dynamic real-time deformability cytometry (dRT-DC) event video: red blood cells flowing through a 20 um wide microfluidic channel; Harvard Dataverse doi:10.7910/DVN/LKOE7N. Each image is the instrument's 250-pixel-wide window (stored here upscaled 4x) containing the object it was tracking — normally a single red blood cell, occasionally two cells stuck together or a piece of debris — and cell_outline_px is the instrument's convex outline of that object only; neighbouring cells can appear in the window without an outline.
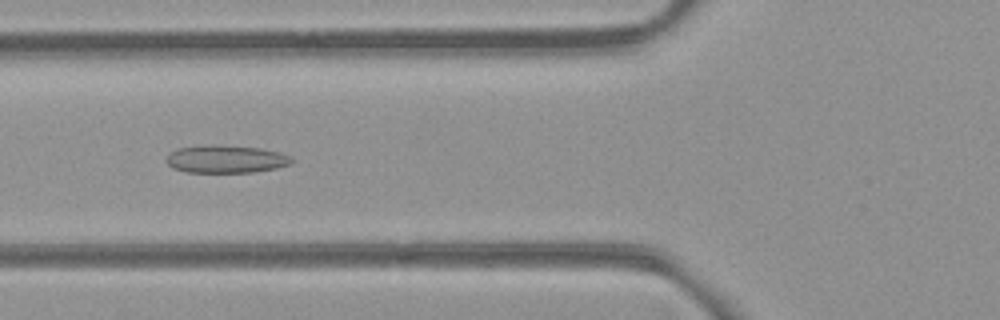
{"species": "common noctule bat (a hibernating species)", "species_latin": "Nyctalus noctula", "temperature_condition": "room temperature", "stored_images_in_passage": 52, "camera_frame_rate_fps": 3000, "um_per_image_px": 0.085, "animal": {"sex": "female", "body_mass_g": 21.9}, "frame": {"image": 1, "passage_image": 19, "time_ms": 6.0, "image_size_px": [1000, 320], "cell_outline_px": [[292, 164], [276, 168], [252, 172], [184, 172], [172, 168], [164, 160], [176, 148], [204, 144], [260, 148], [280, 152], [292, 156]], "centroid_in_image_um": [19.19, 13.52], "position_along_channel_um": 106.6, "area_um2": 20.4}}
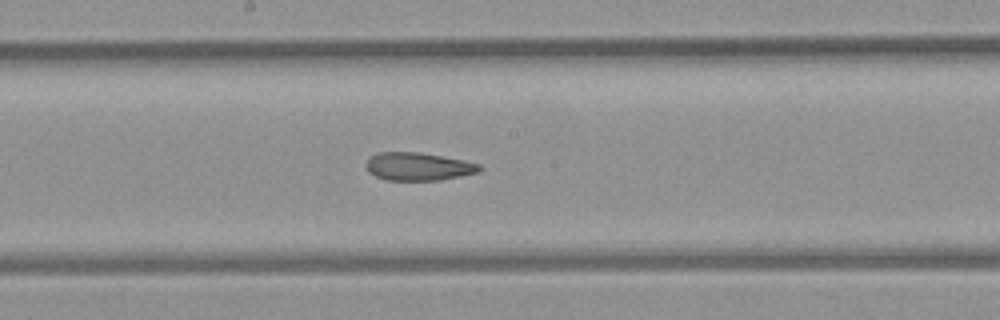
{"frame": {"image": 2, "passage_image": 27, "time_ms": 8.667, "image_size_px": [1000, 320], "cell_outline_px": [[484, 168], [480, 172], [440, 180], [384, 180], [368, 172], [364, 164], [368, 156], [380, 152], [416, 152], [464, 160], [480, 164]], "centroid_in_image_um": [35.53, 14.15], "position_along_channel_um": 212.7, "area_um2": 18.67}}
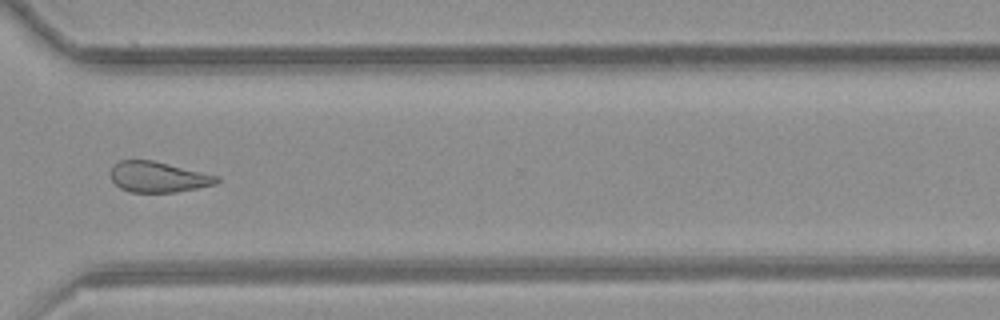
{"frame": {"image": 3, "passage_image": 38, "time_ms": 12.333, "image_size_px": [1000, 320], "cell_outline_px": [[220, 180], [216, 184], [176, 192], [128, 192], [120, 188], [112, 180], [112, 164], [120, 160], [152, 160], [220, 176]], "centroid_in_image_um": [13.45, 15.04], "position_along_channel_um": 357.1, "area_um2": 18.9}, "authors_computed_cell_mechanics": {"area_um2": 20.4323, "velocity_mm_per_s": 3.9538, "shape_relaxation_time_tau1_ms": null, "shape_relaxation_time_tau2_ms": 6.3017, "deformation_change_tau1": null, "deformation_change_tau2": 0.1592}}